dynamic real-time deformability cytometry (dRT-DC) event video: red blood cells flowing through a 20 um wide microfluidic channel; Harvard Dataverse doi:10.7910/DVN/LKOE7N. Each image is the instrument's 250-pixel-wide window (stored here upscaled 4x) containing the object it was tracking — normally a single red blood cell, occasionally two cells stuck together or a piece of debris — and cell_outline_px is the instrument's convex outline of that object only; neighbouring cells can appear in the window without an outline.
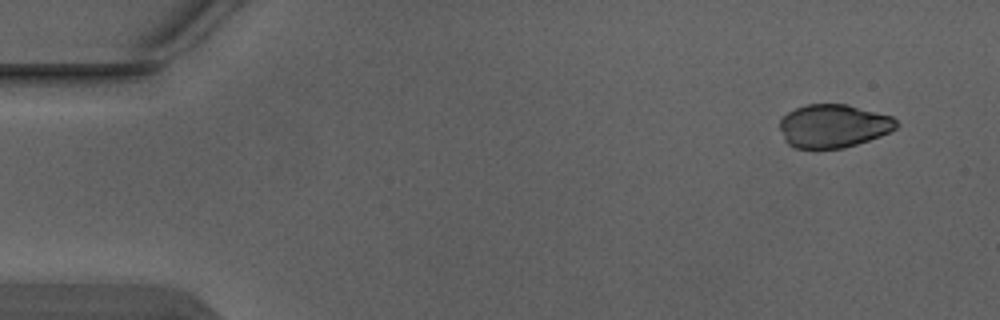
{"species": "Egyptian fruit bat (a non-hibernating species)", "species_latin": "Rousettus aegyptiacus", "temperature_condition": "warm", "stored_images_in_passage": 4, "camera_frame_rate_fps": 3000, "um_per_image_px": 0.085, "animal": {"sex": "male"}, "frame": {"image": 1, "passage_image": 1, "time_ms": 0.0, "image_size_px": [1000, 320], "cell_outline_px": [[900, 124], [896, 128], [880, 136], [844, 148], [816, 152], [796, 148], [788, 144], [784, 140], [780, 128], [780, 120], [788, 112], [804, 104], [848, 104], [892, 116]], "centroid_in_image_um": [70.81, 10.74], "position_along_channel_um": 14.2, "area_um2": 30.11}}